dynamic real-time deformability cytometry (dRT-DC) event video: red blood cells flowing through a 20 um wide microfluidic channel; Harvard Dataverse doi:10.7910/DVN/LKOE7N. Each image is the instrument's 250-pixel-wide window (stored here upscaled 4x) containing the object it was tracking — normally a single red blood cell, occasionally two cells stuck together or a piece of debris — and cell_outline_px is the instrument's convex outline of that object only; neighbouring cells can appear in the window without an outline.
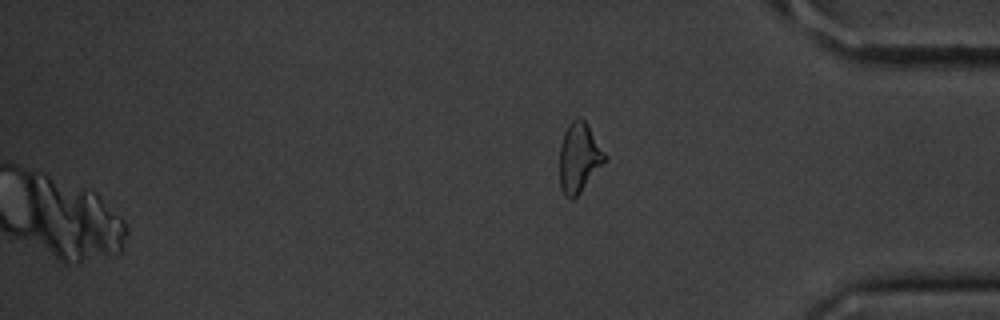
{"species": "common noctule bat (a hibernating species)", "species_latin": "Nyctalus noctula", "temperature_condition": "cold", "stored_images_in_passage": 43, "camera_frame_rate_fps": 3000, "um_per_image_px": 0.085, "animal": {"sex": "male", "body_mass_g": 20.1, "forearm_length_mm": 53.5}, "frame": {"image": 1, "passage_image": 43, "time_ms": 14.0, "image_size_px": [1000, 320], "cell_outline_px": [[608, 160], [580, 192], [572, 200], [568, 200], [564, 196], [560, 188], [560, 144], [564, 132], [568, 124], [572, 120], [580, 116], [588, 124], [608, 156]], "centroid_in_image_um": [49.24, 13.4], "position_along_channel_um": 386.0, "area_um2": 18.79}, "authors_computed_cell_mechanics": {"area_um2": 12.3692, "velocity_mm_per_s": 3.5537, "shape_relaxation_time_tau1_ms": 3.4727, "shape_relaxation_time_tau2_ms": null, "deformation_change_tau1": 0.2763, "deformation_change_tau2": null}}